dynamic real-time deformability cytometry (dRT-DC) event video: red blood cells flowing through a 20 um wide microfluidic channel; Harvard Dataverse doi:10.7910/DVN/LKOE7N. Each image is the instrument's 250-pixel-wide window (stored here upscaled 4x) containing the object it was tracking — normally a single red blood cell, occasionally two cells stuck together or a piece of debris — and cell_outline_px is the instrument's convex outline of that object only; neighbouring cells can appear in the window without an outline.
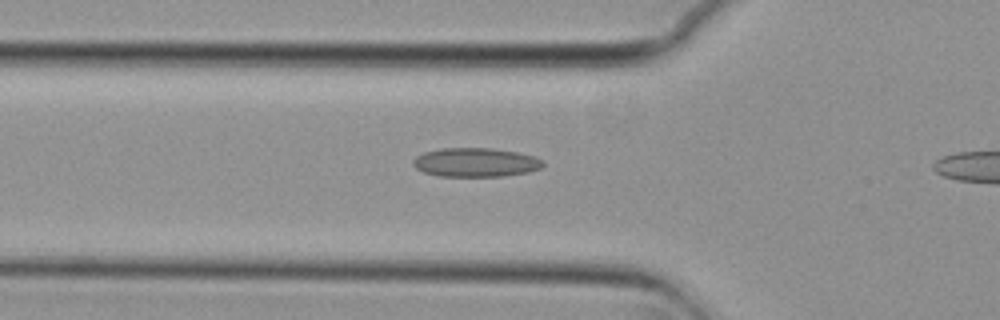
{"species": "common noctule bat (a hibernating species)", "species_latin": "Nyctalus noctula", "temperature_condition": "cold", "stored_images_in_passage": 14, "camera_frame_rate_fps": 3000, "um_per_image_px": 0.085, "animal": {"sex": "female", "body_mass_g": 29.2, "forearm_length_mm": 56.3}, "frame": {"image": 1, "passage_image": 12, "time_ms": 3.667, "image_size_px": [1000, 320], "cell_outline_px": [[544, 164], [540, 168], [528, 172], [504, 176], [436, 176], [424, 172], [416, 168], [412, 164], [412, 160], [416, 156], [424, 152], [440, 148], [492, 148], [516, 152], [532, 156], [544, 160]], "centroid_in_image_um": [40.4, 13.8], "position_along_channel_um": 85.4, "area_um2": 21.96}}